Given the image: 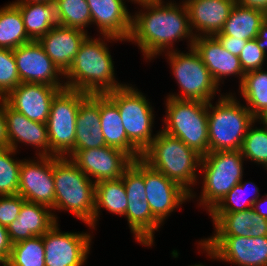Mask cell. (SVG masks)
Wrapping results in <instances>:
<instances>
[{
	"mask_svg": "<svg viewBox=\"0 0 267 266\" xmlns=\"http://www.w3.org/2000/svg\"><path fill=\"white\" fill-rule=\"evenodd\" d=\"M144 1L137 4L143 10L132 15V30L129 42L138 45L147 59L160 56L162 52L173 51V43L188 38L192 47L195 36L191 31L189 12L184 1L179 5L174 1ZM182 4V5H181ZM147 10V11H146Z\"/></svg>",
	"mask_w": 267,
	"mask_h": 266,
	"instance_id": "obj_1",
	"label": "cell"
},
{
	"mask_svg": "<svg viewBox=\"0 0 267 266\" xmlns=\"http://www.w3.org/2000/svg\"><path fill=\"white\" fill-rule=\"evenodd\" d=\"M101 37L90 38L88 35L82 42L74 62L64 74L66 88L86 94H106L125 85L115 79L114 61L105 43L106 40H124L109 35Z\"/></svg>",
	"mask_w": 267,
	"mask_h": 266,
	"instance_id": "obj_2",
	"label": "cell"
},
{
	"mask_svg": "<svg viewBox=\"0 0 267 266\" xmlns=\"http://www.w3.org/2000/svg\"><path fill=\"white\" fill-rule=\"evenodd\" d=\"M201 157L179 138L161 130L142 153L141 159L152 169L181 185L190 193V199H193L196 194L191 186L197 183L196 172L197 168H200Z\"/></svg>",
	"mask_w": 267,
	"mask_h": 266,
	"instance_id": "obj_3",
	"label": "cell"
},
{
	"mask_svg": "<svg viewBox=\"0 0 267 266\" xmlns=\"http://www.w3.org/2000/svg\"><path fill=\"white\" fill-rule=\"evenodd\" d=\"M54 210H66L94 229L95 182L68 157L53 156Z\"/></svg>",
	"mask_w": 267,
	"mask_h": 266,
	"instance_id": "obj_4",
	"label": "cell"
},
{
	"mask_svg": "<svg viewBox=\"0 0 267 266\" xmlns=\"http://www.w3.org/2000/svg\"><path fill=\"white\" fill-rule=\"evenodd\" d=\"M232 93L208 102L209 152L241 150L250 125L256 120Z\"/></svg>",
	"mask_w": 267,
	"mask_h": 266,
	"instance_id": "obj_5",
	"label": "cell"
},
{
	"mask_svg": "<svg viewBox=\"0 0 267 266\" xmlns=\"http://www.w3.org/2000/svg\"><path fill=\"white\" fill-rule=\"evenodd\" d=\"M165 105V126L161 130L179 138L201 156L208 154V103L167 96Z\"/></svg>",
	"mask_w": 267,
	"mask_h": 266,
	"instance_id": "obj_6",
	"label": "cell"
},
{
	"mask_svg": "<svg viewBox=\"0 0 267 266\" xmlns=\"http://www.w3.org/2000/svg\"><path fill=\"white\" fill-rule=\"evenodd\" d=\"M243 163L241 150L215 151L202 156L199 173L203 174V186L199 205L210 212L243 180Z\"/></svg>",
	"mask_w": 267,
	"mask_h": 266,
	"instance_id": "obj_7",
	"label": "cell"
},
{
	"mask_svg": "<svg viewBox=\"0 0 267 266\" xmlns=\"http://www.w3.org/2000/svg\"><path fill=\"white\" fill-rule=\"evenodd\" d=\"M129 85L125 84L106 95L119 109L128 140L143 153L156 137L152 134L154 110L146 96Z\"/></svg>",
	"mask_w": 267,
	"mask_h": 266,
	"instance_id": "obj_8",
	"label": "cell"
},
{
	"mask_svg": "<svg viewBox=\"0 0 267 266\" xmlns=\"http://www.w3.org/2000/svg\"><path fill=\"white\" fill-rule=\"evenodd\" d=\"M189 53L178 50L166 51V56L171 64L173 75L179 85L180 94H169L168 97L181 100H194L211 102L219 86L213 80L208 68L204 65L193 47Z\"/></svg>",
	"mask_w": 267,
	"mask_h": 266,
	"instance_id": "obj_9",
	"label": "cell"
},
{
	"mask_svg": "<svg viewBox=\"0 0 267 266\" xmlns=\"http://www.w3.org/2000/svg\"><path fill=\"white\" fill-rule=\"evenodd\" d=\"M88 95L64 88L53 98L46 123L50 156L68 157L74 151L78 108Z\"/></svg>",
	"mask_w": 267,
	"mask_h": 266,
	"instance_id": "obj_10",
	"label": "cell"
},
{
	"mask_svg": "<svg viewBox=\"0 0 267 266\" xmlns=\"http://www.w3.org/2000/svg\"><path fill=\"white\" fill-rule=\"evenodd\" d=\"M198 243L211 259L238 266H267V236H210Z\"/></svg>",
	"mask_w": 267,
	"mask_h": 266,
	"instance_id": "obj_11",
	"label": "cell"
},
{
	"mask_svg": "<svg viewBox=\"0 0 267 266\" xmlns=\"http://www.w3.org/2000/svg\"><path fill=\"white\" fill-rule=\"evenodd\" d=\"M58 222L43 235L45 266H82L91 247L90 233L60 232Z\"/></svg>",
	"mask_w": 267,
	"mask_h": 266,
	"instance_id": "obj_12",
	"label": "cell"
},
{
	"mask_svg": "<svg viewBox=\"0 0 267 266\" xmlns=\"http://www.w3.org/2000/svg\"><path fill=\"white\" fill-rule=\"evenodd\" d=\"M68 157L91 180L94 177L95 183L121 178L133 161L126 152L107 145L74 150Z\"/></svg>",
	"mask_w": 267,
	"mask_h": 266,
	"instance_id": "obj_13",
	"label": "cell"
},
{
	"mask_svg": "<svg viewBox=\"0 0 267 266\" xmlns=\"http://www.w3.org/2000/svg\"><path fill=\"white\" fill-rule=\"evenodd\" d=\"M36 158L37 161L22 160L18 195L25 201L47 206L54 212L53 156Z\"/></svg>",
	"mask_w": 267,
	"mask_h": 266,
	"instance_id": "obj_14",
	"label": "cell"
},
{
	"mask_svg": "<svg viewBox=\"0 0 267 266\" xmlns=\"http://www.w3.org/2000/svg\"><path fill=\"white\" fill-rule=\"evenodd\" d=\"M21 83H41L55 87H66L59 76L64 74L45 53L42 45L35 40L13 49Z\"/></svg>",
	"mask_w": 267,
	"mask_h": 266,
	"instance_id": "obj_15",
	"label": "cell"
},
{
	"mask_svg": "<svg viewBox=\"0 0 267 266\" xmlns=\"http://www.w3.org/2000/svg\"><path fill=\"white\" fill-rule=\"evenodd\" d=\"M146 201L152 214L163 223L174 210L190 200V193L177 182L152 169L144 162Z\"/></svg>",
	"mask_w": 267,
	"mask_h": 266,
	"instance_id": "obj_16",
	"label": "cell"
},
{
	"mask_svg": "<svg viewBox=\"0 0 267 266\" xmlns=\"http://www.w3.org/2000/svg\"><path fill=\"white\" fill-rule=\"evenodd\" d=\"M66 87H55L41 83H20L5 98V102L29 120L47 123L50 107L55 95Z\"/></svg>",
	"mask_w": 267,
	"mask_h": 266,
	"instance_id": "obj_17",
	"label": "cell"
},
{
	"mask_svg": "<svg viewBox=\"0 0 267 266\" xmlns=\"http://www.w3.org/2000/svg\"><path fill=\"white\" fill-rule=\"evenodd\" d=\"M183 1L188 9L191 31L195 37L215 36L220 33L236 4V0Z\"/></svg>",
	"mask_w": 267,
	"mask_h": 266,
	"instance_id": "obj_18",
	"label": "cell"
},
{
	"mask_svg": "<svg viewBox=\"0 0 267 266\" xmlns=\"http://www.w3.org/2000/svg\"><path fill=\"white\" fill-rule=\"evenodd\" d=\"M192 47L198 53L204 65L208 68L213 80L219 86L222 79L236 75L243 80L245 73L238 56L223 48L215 36H197Z\"/></svg>",
	"mask_w": 267,
	"mask_h": 266,
	"instance_id": "obj_19",
	"label": "cell"
},
{
	"mask_svg": "<svg viewBox=\"0 0 267 266\" xmlns=\"http://www.w3.org/2000/svg\"><path fill=\"white\" fill-rule=\"evenodd\" d=\"M7 137L9 147L17 151L18 143L30 144L39 153L37 156H50V142L47 125L29 120L25 115L12 109L4 100Z\"/></svg>",
	"mask_w": 267,
	"mask_h": 266,
	"instance_id": "obj_20",
	"label": "cell"
},
{
	"mask_svg": "<svg viewBox=\"0 0 267 266\" xmlns=\"http://www.w3.org/2000/svg\"><path fill=\"white\" fill-rule=\"evenodd\" d=\"M91 13V24H96L101 35L128 41L132 30V16L124 0H86Z\"/></svg>",
	"mask_w": 267,
	"mask_h": 266,
	"instance_id": "obj_21",
	"label": "cell"
},
{
	"mask_svg": "<svg viewBox=\"0 0 267 266\" xmlns=\"http://www.w3.org/2000/svg\"><path fill=\"white\" fill-rule=\"evenodd\" d=\"M87 36V32L79 29L56 25L38 42L57 68L65 74Z\"/></svg>",
	"mask_w": 267,
	"mask_h": 266,
	"instance_id": "obj_22",
	"label": "cell"
},
{
	"mask_svg": "<svg viewBox=\"0 0 267 266\" xmlns=\"http://www.w3.org/2000/svg\"><path fill=\"white\" fill-rule=\"evenodd\" d=\"M57 219L49 207L25 201L17 219L7 227L10 241L14 244L34 236H43L58 222Z\"/></svg>",
	"mask_w": 267,
	"mask_h": 266,
	"instance_id": "obj_23",
	"label": "cell"
},
{
	"mask_svg": "<svg viewBox=\"0 0 267 266\" xmlns=\"http://www.w3.org/2000/svg\"><path fill=\"white\" fill-rule=\"evenodd\" d=\"M100 122V94H89L78 108L74 150L106 145Z\"/></svg>",
	"mask_w": 267,
	"mask_h": 266,
	"instance_id": "obj_24",
	"label": "cell"
},
{
	"mask_svg": "<svg viewBox=\"0 0 267 266\" xmlns=\"http://www.w3.org/2000/svg\"><path fill=\"white\" fill-rule=\"evenodd\" d=\"M100 122L107 146L126 152L133 160L142 157V153L127 138L117 105L106 94H100Z\"/></svg>",
	"mask_w": 267,
	"mask_h": 266,
	"instance_id": "obj_25",
	"label": "cell"
},
{
	"mask_svg": "<svg viewBox=\"0 0 267 266\" xmlns=\"http://www.w3.org/2000/svg\"><path fill=\"white\" fill-rule=\"evenodd\" d=\"M267 14L261 10L235 4L222 31L216 35H228L238 39H255Z\"/></svg>",
	"mask_w": 267,
	"mask_h": 266,
	"instance_id": "obj_26",
	"label": "cell"
},
{
	"mask_svg": "<svg viewBox=\"0 0 267 266\" xmlns=\"http://www.w3.org/2000/svg\"><path fill=\"white\" fill-rule=\"evenodd\" d=\"M15 5L22 14L26 33L31 40L38 41L58 25L53 1Z\"/></svg>",
	"mask_w": 267,
	"mask_h": 266,
	"instance_id": "obj_27",
	"label": "cell"
},
{
	"mask_svg": "<svg viewBox=\"0 0 267 266\" xmlns=\"http://www.w3.org/2000/svg\"><path fill=\"white\" fill-rule=\"evenodd\" d=\"M124 216L135 240L144 246H152L155 231H158L162 223L152 214L149 203L146 200L128 202Z\"/></svg>",
	"mask_w": 267,
	"mask_h": 266,
	"instance_id": "obj_28",
	"label": "cell"
},
{
	"mask_svg": "<svg viewBox=\"0 0 267 266\" xmlns=\"http://www.w3.org/2000/svg\"><path fill=\"white\" fill-rule=\"evenodd\" d=\"M127 206V194L122 178L95 183L94 229L101 207L114 214L124 216Z\"/></svg>",
	"mask_w": 267,
	"mask_h": 266,
	"instance_id": "obj_29",
	"label": "cell"
},
{
	"mask_svg": "<svg viewBox=\"0 0 267 266\" xmlns=\"http://www.w3.org/2000/svg\"><path fill=\"white\" fill-rule=\"evenodd\" d=\"M30 41L19 8L11 2L1 7L0 48L13 50Z\"/></svg>",
	"mask_w": 267,
	"mask_h": 266,
	"instance_id": "obj_30",
	"label": "cell"
},
{
	"mask_svg": "<svg viewBox=\"0 0 267 266\" xmlns=\"http://www.w3.org/2000/svg\"><path fill=\"white\" fill-rule=\"evenodd\" d=\"M263 70L245 73L242 82L239 83L240 95L255 118L267 109V71Z\"/></svg>",
	"mask_w": 267,
	"mask_h": 266,
	"instance_id": "obj_31",
	"label": "cell"
},
{
	"mask_svg": "<svg viewBox=\"0 0 267 266\" xmlns=\"http://www.w3.org/2000/svg\"><path fill=\"white\" fill-rule=\"evenodd\" d=\"M213 221L214 236L251 237L250 227L255 224L253 208L231 213H208Z\"/></svg>",
	"mask_w": 267,
	"mask_h": 266,
	"instance_id": "obj_32",
	"label": "cell"
},
{
	"mask_svg": "<svg viewBox=\"0 0 267 266\" xmlns=\"http://www.w3.org/2000/svg\"><path fill=\"white\" fill-rule=\"evenodd\" d=\"M58 25L85 31L91 24L90 8L86 0H54Z\"/></svg>",
	"mask_w": 267,
	"mask_h": 266,
	"instance_id": "obj_33",
	"label": "cell"
},
{
	"mask_svg": "<svg viewBox=\"0 0 267 266\" xmlns=\"http://www.w3.org/2000/svg\"><path fill=\"white\" fill-rule=\"evenodd\" d=\"M4 266H45L43 236H34L12 244Z\"/></svg>",
	"mask_w": 267,
	"mask_h": 266,
	"instance_id": "obj_34",
	"label": "cell"
},
{
	"mask_svg": "<svg viewBox=\"0 0 267 266\" xmlns=\"http://www.w3.org/2000/svg\"><path fill=\"white\" fill-rule=\"evenodd\" d=\"M248 185H253L252 187H254V189H251L253 191L252 195L255 194L252 198L248 197L249 199L247 198V193L249 194L248 190L250 191ZM259 197V188L254 182H244L241 180V182L236 184L209 213H231L248 210L253 208L254 202L257 201Z\"/></svg>",
	"mask_w": 267,
	"mask_h": 266,
	"instance_id": "obj_35",
	"label": "cell"
},
{
	"mask_svg": "<svg viewBox=\"0 0 267 266\" xmlns=\"http://www.w3.org/2000/svg\"><path fill=\"white\" fill-rule=\"evenodd\" d=\"M16 152L9 146L0 147V196L18 194L22 160L12 158Z\"/></svg>",
	"mask_w": 267,
	"mask_h": 266,
	"instance_id": "obj_36",
	"label": "cell"
},
{
	"mask_svg": "<svg viewBox=\"0 0 267 266\" xmlns=\"http://www.w3.org/2000/svg\"><path fill=\"white\" fill-rule=\"evenodd\" d=\"M256 122L257 120L250 125L246 132L241 153L245 160L249 159L265 167L267 165V126L253 128Z\"/></svg>",
	"mask_w": 267,
	"mask_h": 266,
	"instance_id": "obj_37",
	"label": "cell"
},
{
	"mask_svg": "<svg viewBox=\"0 0 267 266\" xmlns=\"http://www.w3.org/2000/svg\"><path fill=\"white\" fill-rule=\"evenodd\" d=\"M121 178L126 189L128 202L147 199L144 183V161L141 158L133 160Z\"/></svg>",
	"mask_w": 267,
	"mask_h": 266,
	"instance_id": "obj_38",
	"label": "cell"
},
{
	"mask_svg": "<svg viewBox=\"0 0 267 266\" xmlns=\"http://www.w3.org/2000/svg\"><path fill=\"white\" fill-rule=\"evenodd\" d=\"M20 83L13 50L0 48V98H5Z\"/></svg>",
	"mask_w": 267,
	"mask_h": 266,
	"instance_id": "obj_39",
	"label": "cell"
},
{
	"mask_svg": "<svg viewBox=\"0 0 267 266\" xmlns=\"http://www.w3.org/2000/svg\"><path fill=\"white\" fill-rule=\"evenodd\" d=\"M238 57L244 73L263 69L262 66L267 59L264 51L257 46L255 39L247 40L244 49Z\"/></svg>",
	"mask_w": 267,
	"mask_h": 266,
	"instance_id": "obj_40",
	"label": "cell"
},
{
	"mask_svg": "<svg viewBox=\"0 0 267 266\" xmlns=\"http://www.w3.org/2000/svg\"><path fill=\"white\" fill-rule=\"evenodd\" d=\"M25 200L20 195L0 196V224L8 227L17 217Z\"/></svg>",
	"mask_w": 267,
	"mask_h": 266,
	"instance_id": "obj_41",
	"label": "cell"
},
{
	"mask_svg": "<svg viewBox=\"0 0 267 266\" xmlns=\"http://www.w3.org/2000/svg\"><path fill=\"white\" fill-rule=\"evenodd\" d=\"M215 37L219 40L224 49L235 56L240 55L247 43V40L238 39L228 35H215Z\"/></svg>",
	"mask_w": 267,
	"mask_h": 266,
	"instance_id": "obj_42",
	"label": "cell"
},
{
	"mask_svg": "<svg viewBox=\"0 0 267 266\" xmlns=\"http://www.w3.org/2000/svg\"><path fill=\"white\" fill-rule=\"evenodd\" d=\"M12 243L9 238L8 230L0 224V264L3 266L9 259Z\"/></svg>",
	"mask_w": 267,
	"mask_h": 266,
	"instance_id": "obj_43",
	"label": "cell"
},
{
	"mask_svg": "<svg viewBox=\"0 0 267 266\" xmlns=\"http://www.w3.org/2000/svg\"><path fill=\"white\" fill-rule=\"evenodd\" d=\"M6 119L4 113V98H0V147H8Z\"/></svg>",
	"mask_w": 267,
	"mask_h": 266,
	"instance_id": "obj_44",
	"label": "cell"
},
{
	"mask_svg": "<svg viewBox=\"0 0 267 266\" xmlns=\"http://www.w3.org/2000/svg\"><path fill=\"white\" fill-rule=\"evenodd\" d=\"M249 230L251 237L267 236V219L260 217L255 212V224Z\"/></svg>",
	"mask_w": 267,
	"mask_h": 266,
	"instance_id": "obj_45",
	"label": "cell"
},
{
	"mask_svg": "<svg viewBox=\"0 0 267 266\" xmlns=\"http://www.w3.org/2000/svg\"><path fill=\"white\" fill-rule=\"evenodd\" d=\"M257 46L264 51L265 55L267 56V18L260 26L258 31V35L255 38Z\"/></svg>",
	"mask_w": 267,
	"mask_h": 266,
	"instance_id": "obj_46",
	"label": "cell"
},
{
	"mask_svg": "<svg viewBox=\"0 0 267 266\" xmlns=\"http://www.w3.org/2000/svg\"><path fill=\"white\" fill-rule=\"evenodd\" d=\"M243 7L258 9L267 14V0H236Z\"/></svg>",
	"mask_w": 267,
	"mask_h": 266,
	"instance_id": "obj_47",
	"label": "cell"
},
{
	"mask_svg": "<svg viewBox=\"0 0 267 266\" xmlns=\"http://www.w3.org/2000/svg\"><path fill=\"white\" fill-rule=\"evenodd\" d=\"M265 196V199L259 198L257 201L254 202L253 209L260 217L267 219V209L266 206L263 207L265 204H267V195L265 194ZM262 203L264 204L263 206Z\"/></svg>",
	"mask_w": 267,
	"mask_h": 266,
	"instance_id": "obj_48",
	"label": "cell"
},
{
	"mask_svg": "<svg viewBox=\"0 0 267 266\" xmlns=\"http://www.w3.org/2000/svg\"><path fill=\"white\" fill-rule=\"evenodd\" d=\"M54 0H16L13 4H28V3H39V2H50Z\"/></svg>",
	"mask_w": 267,
	"mask_h": 266,
	"instance_id": "obj_49",
	"label": "cell"
},
{
	"mask_svg": "<svg viewBox=\"0 0 267 266\" xmlns=\"http://www.w3.org/2000/svg\"><path fill=\"white\" fill-rule=\"evenodd\" d=\"M256 120L258 121V122H260L259 124H263V125H266L267 126V109L266 110H264V112H262L257 118H256Z\"/></svg>",
	"mask_w": 267,
	"mask_h": 266,
	"instance_id": "obj_50",
	"label": "cell"
},
{
	"mask_svg": "<svg viewBox=\"0 0 267 266\" xmlns=\"http://www.w3.org/2000/svg\"><path fill=\"white\" fill-rule=\"evenodd\" d=\"M131 2L134 1V3H138V2H144V1H157V0H130Z\"/></svg>",
	"mask_w": 267,
	"mask_h": 266,
	"instance_id": "obj_51",
	"label": "cell"
},
{
	"mask_svg": "<svg viewBox=\"0 0 267 266\" xmlns=\"http://www.w3.org/2000/svg\"><path fill=\"white\" fill-rule=\"evenodd\" d=\"M190 266H205V265L195 264V265H190Z\"/></svg>",
	"mask_w": 267,
	"mask_h": 266,
	"instance_id": "obj_52",
	"label": "cell"
}]
</instances>
